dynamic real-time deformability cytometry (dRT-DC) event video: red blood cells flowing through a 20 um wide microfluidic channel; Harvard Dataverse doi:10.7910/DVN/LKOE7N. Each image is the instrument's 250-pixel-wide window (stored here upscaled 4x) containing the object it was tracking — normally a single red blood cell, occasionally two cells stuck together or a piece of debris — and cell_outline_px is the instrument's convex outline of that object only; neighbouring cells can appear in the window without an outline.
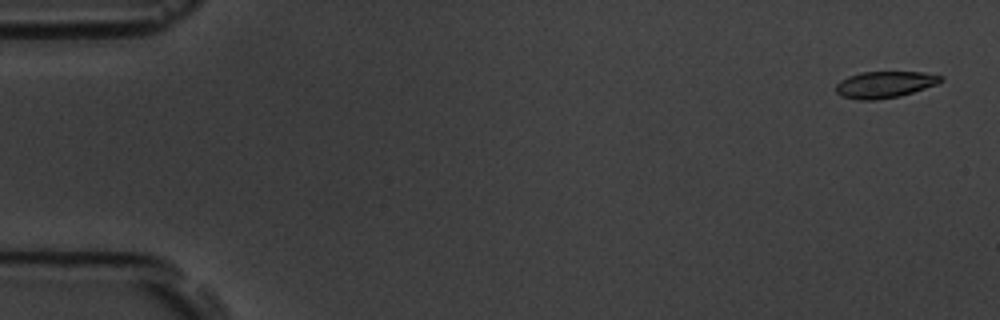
{"species": "common noctule bat (a hibernating species)", "species_latin": "Nyctalus noctula", "temperature_condition": "room temperature", "stored_images_in_passage": 6, "camera_frame_rate_fps": 3000, "um_per_image_px": 0.085, "animal": {"sex": "male", "body_mass_g": 19.5, "forearm_length_mm": 54.6}, "frame": {"image": 1, "passage_image": 1, "time_ms": 0.0, "image_size_px": [1000, 320], "cell_outline_px": [[944, 80], [936, 84], [900, 96], [876, 100], [860, 100], [840, 96], [836, 92], [836, 84], [840, 80], [848, 76], [860, 72], [924, 72], [944, 76]], "centroid_in_image_um": [75.18, 7.18], "position_along_channel_um": 9.8, "area_um2": 16.3}}
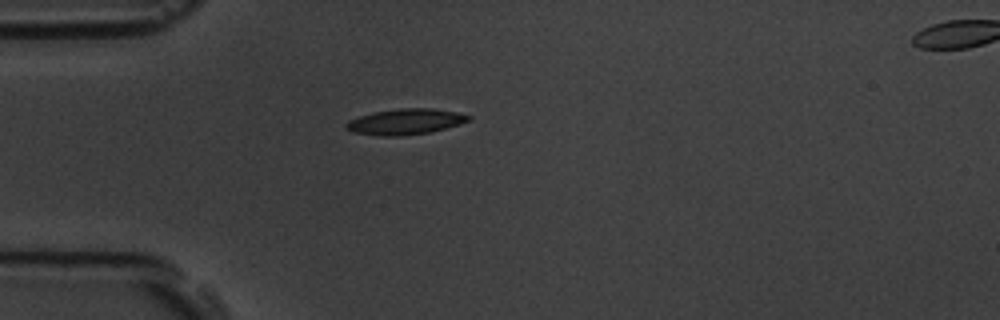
{"frame": {"image": 2, "passage_image": 5, "time_ms": 4.667, "image_size_px": [1000, 320], "cell_outline_px": [[472, 116], [468, 120], [460, 124], [428, 132], [400, 136], [380, 136], [352, 132], [344, 128], [344, 124], [348, 120], [372, 112], [400, 108], [432, 108], [456, 112]], "centroid_in_image_um": [34.39, 10.34], "position_along_channel_um": 50.6, "area_um2": 18.32}}